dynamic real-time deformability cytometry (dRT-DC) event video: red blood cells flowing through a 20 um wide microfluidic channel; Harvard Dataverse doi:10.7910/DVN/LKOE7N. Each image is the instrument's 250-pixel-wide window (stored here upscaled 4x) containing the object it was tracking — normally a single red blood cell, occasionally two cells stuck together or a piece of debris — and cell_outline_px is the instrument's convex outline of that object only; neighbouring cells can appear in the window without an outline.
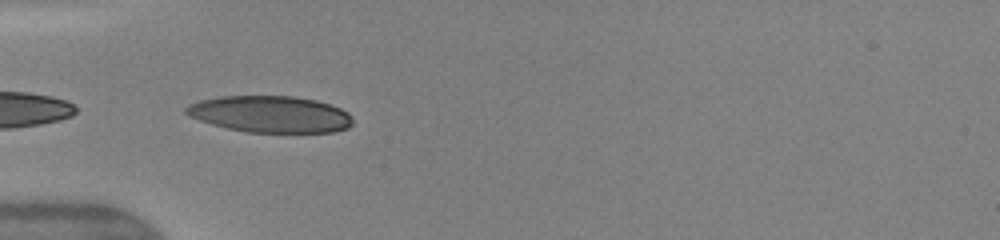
{"species": "human", "species_latin": "Homo sapiens", "temperature_condition": "warm", "stored_images_in_passage": 4, "camera_frame_rate_fps": 3000, "um_per_image_px": 0.085, "donor": {"sex": "female"}, "frame": {"image": 1, "passage_image": 1, "time_ms": 0.0, "image_size_px": [1000, 240], "cell_outline_px": [[352, 124], [348, 128], [332, 132], [248, 132], [228, 128], [212, 124], [188, 116], [184, 112], [184, 108], [188, 104], [200, 100], [220, 96], [292, 96], [316, 100], [340, 108], [348, 112], [352, 116]], "centroid_in_image_um": [22.96, 9.7], "position_along_channel_um": 62.0, "area_um2": 35.55}}